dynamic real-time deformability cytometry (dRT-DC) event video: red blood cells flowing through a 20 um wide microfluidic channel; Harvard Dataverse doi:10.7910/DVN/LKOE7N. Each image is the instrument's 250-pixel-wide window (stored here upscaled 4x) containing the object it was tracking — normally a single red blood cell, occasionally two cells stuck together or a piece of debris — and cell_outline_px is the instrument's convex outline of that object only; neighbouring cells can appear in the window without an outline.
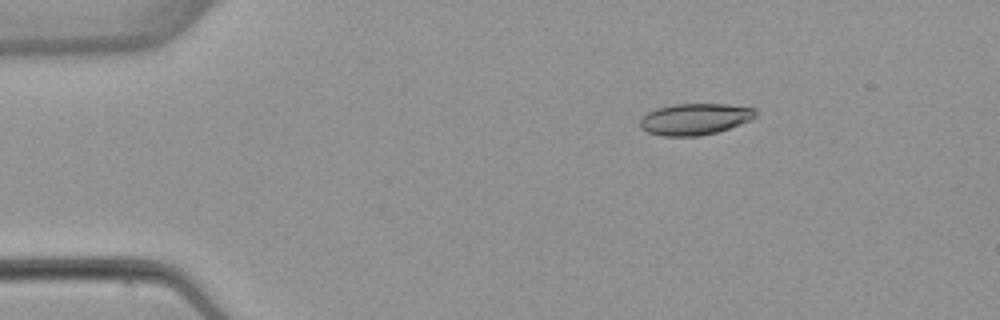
{"species": "common noctule bat (a hibernating species)", "species_latin": "Nyctalus noctula", "temperature_condition": "warm", "stored_images_in_passage": 4, "camera_frame_rate_fps": 3000, "um_per_image_px": 0.085, "animal": {"sex": "female", "body_mass_g": 22.7, "forearm_length_mm": 54.2}, "frame": {"image": 1, "passage_image": 2, "time_ms": 2.333, "image_size_px": [1000, 320], "cell_outline_px": [[756, 116], [752, 120], [716, 132], [700, 136], [660, 136], [648, 132], [640, 128], [640, 120], [648, 112], [656, 108], [676, 104], [728, 104], [756, 108]], "centroid_in_image_um": [59.07, 10.12], "position_along_channel_um": 25.9, "area_um2": 21.21}}